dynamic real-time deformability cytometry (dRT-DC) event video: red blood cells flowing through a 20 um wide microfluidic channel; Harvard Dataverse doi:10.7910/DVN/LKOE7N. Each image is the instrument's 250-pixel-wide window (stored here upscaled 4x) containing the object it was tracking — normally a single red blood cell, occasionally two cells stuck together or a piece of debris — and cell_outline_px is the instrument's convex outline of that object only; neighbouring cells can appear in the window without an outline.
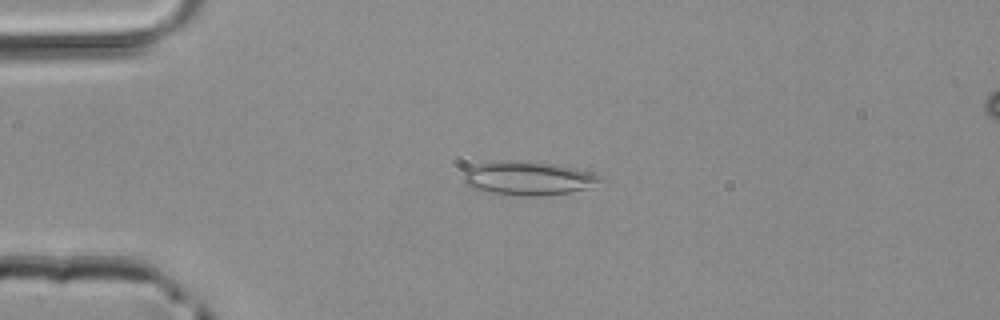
{"species": "common noctule bat (a hibernating species)", "species_latin": "Nyctalus noctula", "temperature_condition": "room temperature", "stored_images_in_passage": 4, "segment_of_instrument_passage": [1, 2], "camera_frame_rate_fps": 3000, "um_per_image_px": 0.085, "animal": {"sex": "male", "body_mass_g": 20.4}, "frame": {"image": 1, "passage_image": 2, "time_ms": 0.333, "image_size_px": [1000, 320], "cell_outline_px": [[608, 180], [588, 188], [568, 192], [532, 196], [528, 196], [484, 192], [472, 188], [464, 184], [464, 172], [468, 168], [476, 164], [492, 160], [516, 160], [556, 164], [576, 168], [604, 176]], "centroid_in_image_um": [44.91, 15.13], "position_along_channel_um": 40.1, "area_um2": 27.34}}